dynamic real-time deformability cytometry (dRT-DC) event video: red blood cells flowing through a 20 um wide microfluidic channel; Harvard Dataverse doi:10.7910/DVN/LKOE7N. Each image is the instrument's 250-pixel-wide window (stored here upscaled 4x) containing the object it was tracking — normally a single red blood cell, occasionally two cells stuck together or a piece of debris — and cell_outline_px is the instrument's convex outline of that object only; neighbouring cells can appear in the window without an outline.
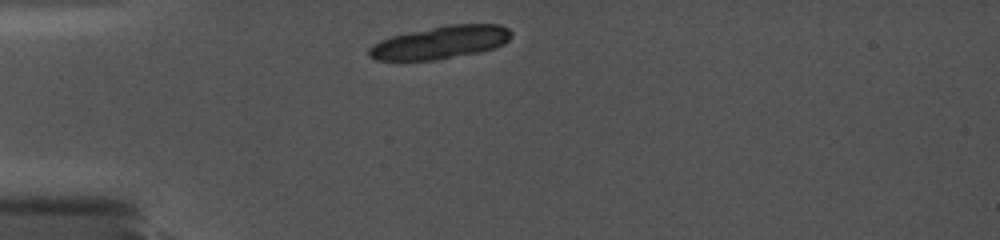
{"species": "common noctule bat (a hibernating species)", "species_latin": "Nyctalus noctula", "temperature_condition": "cold", "stored_images_in_passage": 5, "camera_frame_rate_fps": 5000, "um_per_image_px": 0.085, "animal": {"sex": "female", "body_mass_g": 19.0, "forearm_length_mm": 56.7}, "frame": {"image": 1, "passage_image": 1, "time_ms": 0.0, "image_size_px": [1000, 240], "cell_outline_px": [[512, 36], [504, 44], [492, 48], [476, 52], [432, 60], [376, 60], [368, 56], [368, 48], [372, 44], [380, 40], [392, 36], [408, 32], [448, 24], [500, 24], [508, 28], [512, 32]], "centroid_in_image_um": [37.42, 3.59], "position_along_channel_um": 47.6, "area_um2": 27.05}}